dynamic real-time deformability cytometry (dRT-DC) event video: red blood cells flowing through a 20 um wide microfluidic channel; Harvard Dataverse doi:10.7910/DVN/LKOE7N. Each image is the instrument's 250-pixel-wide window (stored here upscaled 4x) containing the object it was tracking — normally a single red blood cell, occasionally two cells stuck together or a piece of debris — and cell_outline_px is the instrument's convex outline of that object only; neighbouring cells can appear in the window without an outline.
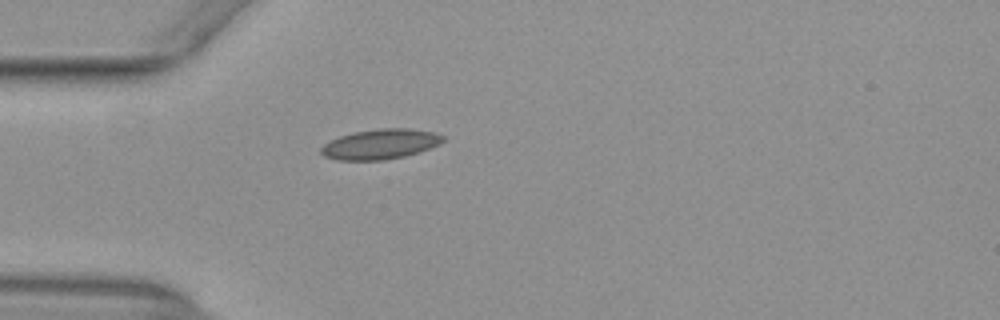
{"species": "common noctule bat (a hibernating species)", "species_latin": "Nyctalus noctula", "temperature_condition": "warm", "stored_images_in_passage": 41, "camera_frame_rate_fps": 3000, "um_per_image_px": 0.085, "animal": {"sex": "female", "body_mass_g": 29.2, "forearm_length_mm": 56.3}, "frame": {"image": 1, "passage_image": 3, "time_ms": 0.667, "image_size_px": [1000, 320], "cell_outline_px": [[444, 140], [440, 144], [420, 152], [404, 156], [384, 160], [336, 160], [324, 156], [320, 152], [320, 148], [324, 144], [340, 136], [352, 132], [376, 128], [412, 128], [436, 132], [444, 136]], "centroid_in_image_um": [32.35, 12.24], "position_along_channel_um": 52.6, "area_um2": 21.62}}
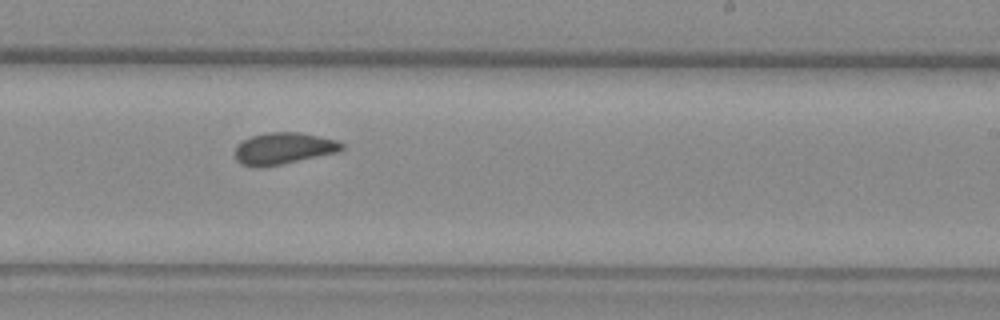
{"frame": {"image": 2, "passage_image": 20, "time_ms": 6.333, "image_size_px": [1000, 320], "cell_outline_px": [[344, 148], [340, 152], [280, 164], [256, 168], [240, 164], [236, 160], [236, 148], [244, 140], [252, 136], [268, 132], [300, 132], [336, 140], [344, 144]], "centroid_in_image_um": [24.12, 12.62], "position_along_channel_um": 264.9, "area_um2": 19.59}}
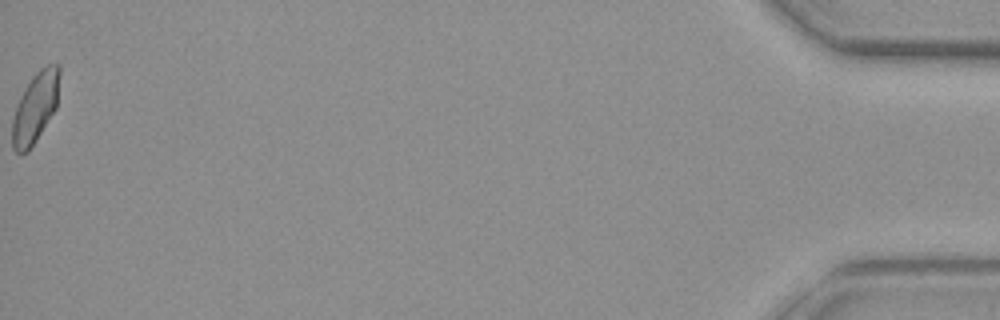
{"frame": {"image": 3, "passage_image": 41, "time_ms": 13.333, "image_size_px": [1000, 320], "cell_outline_px": [[60, 72], [56, 108], [36, 140], [28, 152], [16, 152], [12, 148], [12, 120], [16, 104], [20, 96], [32, 76], [40, 68], [48, 64], [60, 64]], "centroid_in_image_um": [2.99, 9.12], "position_along_channel_um": 432.2, "area_um2": 19.36}, "authors_computed_cell_mechanics": {"area_um2": 19.5364, "velocity_mm_per_s": 3.9105, "shape_relaxation_time_tau1_ms": null, "shape_relaxation_time_tau2_ms": 1.5579, "deformation_change_tau1": null, "deformation_change_tau2": 0.0668}}